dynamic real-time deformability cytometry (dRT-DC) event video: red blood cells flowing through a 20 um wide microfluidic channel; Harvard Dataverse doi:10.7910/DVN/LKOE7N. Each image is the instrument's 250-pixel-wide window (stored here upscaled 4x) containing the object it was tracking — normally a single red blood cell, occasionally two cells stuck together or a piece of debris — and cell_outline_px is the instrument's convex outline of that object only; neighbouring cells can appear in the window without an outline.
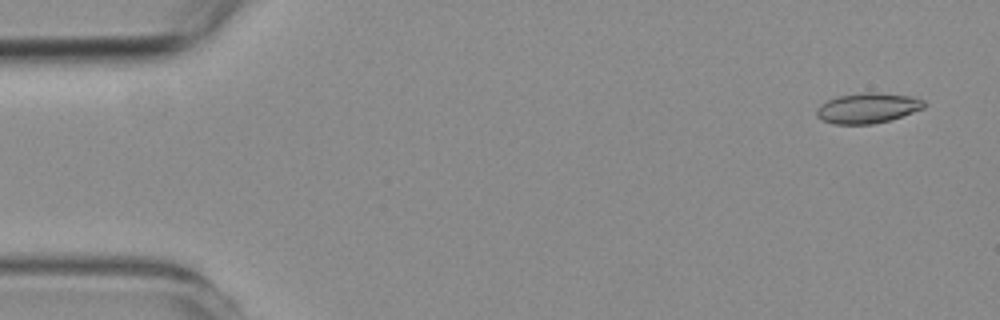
{"species": "common noctule bat (a hibernating species)", "species_latin": "Nyctalus noctula", "temperature_condition": "room temperature", "stored_images_in_passage": 56, "camera_frame_rate_fps": 3000, "um_per_image_px": 0.085, "animal": {"sex": "female", "body_mass_g": 19.3, "forearm_length_mm": 54.1}, "frame": {"image": 1, "passage_image": 2, "time_ms": 0.333, "image_size_px": [1000, 320], "cell_outline_px": [[924, 108], [888, 120], [872, 124], [836, 124], [824, 120], [816, 116], [816, 108], [820, 104], [828, 100], [840, 96], [864, 92], [876, 92], [908, 96], [924, 100]], "centroid_in_image_um": [73.71, 9.18], "position_along_channel_um": 11.3, "area_um2": 18.61}}
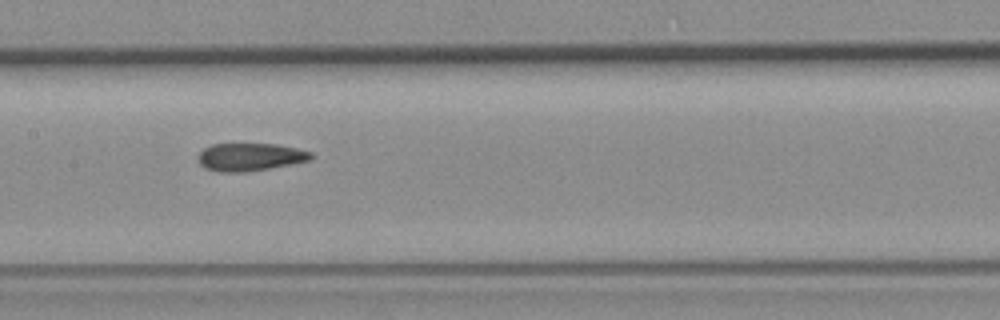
{"frame": {"image": 2, "passage_image": 27, "time_ms": 8.667, "image_size_px": [1000, 320], "cell_outline_px": [[312, 160], [268, 168], [244, 172], [220, 172], [204, 168], [200, 164], [200, 152], [204, 148], [212, 144], [276, 144], [296, 148], [312, 152]], "centroid_in_image_um": [21.26, 13.34], "position_along_channel_um": 186.1, "area_um2": 18.09}}
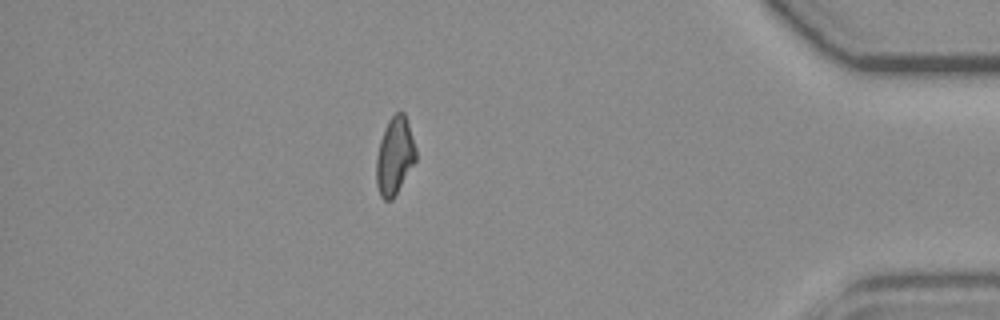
{"frame": {"image": 3, "passage_image": 49, "time_ms": 16.0, "image_size_px": [1000, 320], "cell_outline_px": [[416, 160], [392, 200], [384, 200], [380, 196], [376, 184], [376, 156], [380, 140], [384, 128], [388, 120], [396, 112], [404, 112], [416, 148]], "centroid_in_image_um": [33.53, 13.26], "position_along_channel_um": 401.7, "area_um2": 17.8}, "authors_computed_cell_mechanics": {"area_um2": 18.7272, "velocity_mm_per_s": 3.5732, "shape_relaxation_time_tau1_ms": null, "shape_relaxation_time_tau2_ms": 1.9645, "deformation_change_tau1": null, "deformation_change_tau2": 0.0744}}